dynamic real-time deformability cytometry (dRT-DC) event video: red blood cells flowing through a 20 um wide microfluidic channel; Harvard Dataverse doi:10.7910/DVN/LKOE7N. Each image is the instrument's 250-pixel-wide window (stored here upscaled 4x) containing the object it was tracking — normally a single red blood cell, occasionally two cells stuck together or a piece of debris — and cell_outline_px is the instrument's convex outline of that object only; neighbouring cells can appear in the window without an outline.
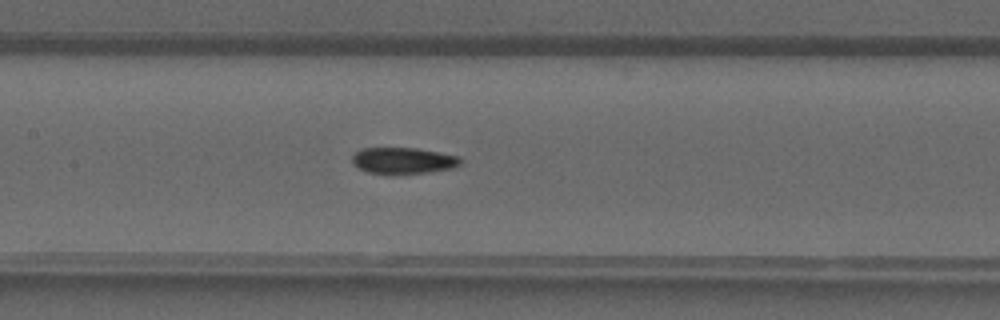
{"species": "common noctule bat (a hibernating species)", "species_latin": "Nyctalus noctula", "temperature_condition": "warm", "stored_images_in_passage": 41, "camera_frame_rate_fps": 3000, "um_per_image_px": 0.085, "animal": {"sex": "male", "forearm_length_mm": 52.5}, "frame": {"image": 1, "passage_image": 20, "time_ms": 6.333, "image_size_px": [1000, 320], "cell_outline_px": [[464, 160], [460, 164], [452, 168], [428, 172], [368, 172], [352, 164], [352, 156], [360, 148], [416, 148], [440, 152], [460, 156]], "centroid_in_image_um": [34.31, 13.61], "position_along_channel_um": 173.1, "area_um2": 16.24}}
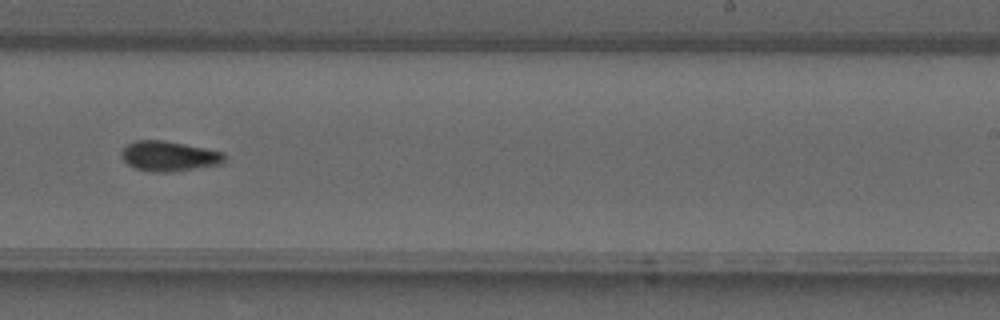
{"frame": {"image": 2, "passage_image": 26, "time_ms": 8.333, "image_size_px": [1000, 320], "cell_outline_px": [[228, 156], [220, 164], [172, 172], [156, 172], [136, 168], [128, 164], [120, 156], [120, 152], [128, 144], [136, 140], [164, 140], [224, 152]], "centroid_in_image_um": [14.37, 13.27], "position_along_channel_um": 274.6, "area_um2": 17.98}}
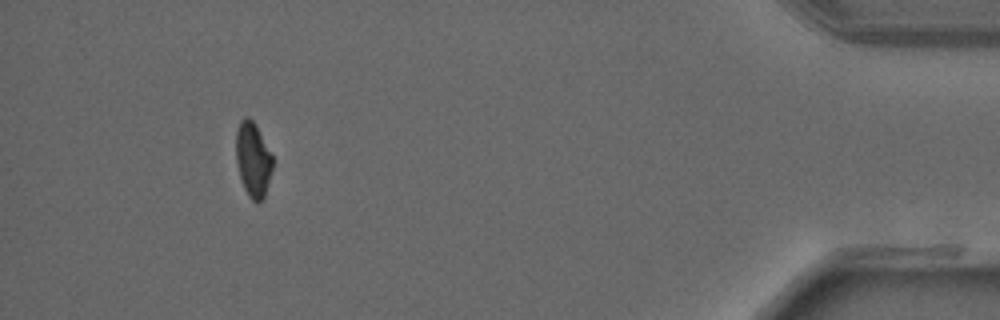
{"frame": {"image": 3, "passage_image": 38, "time_ms": 12.333, "image_size_px": [1000, 320], "cell_outline_px": [[272, 168], [264, 200], [252, 200], [248, 196], [244, 188], [240, 176], [236, 160], [236, 132], [240, 120], [244, 116], [248, 116], [256, 124], [272, 156]], "centroid_in_image_um": [21.49, 13.53], "position_along_channel_um": 413.7, "area_um2": 15.84}}